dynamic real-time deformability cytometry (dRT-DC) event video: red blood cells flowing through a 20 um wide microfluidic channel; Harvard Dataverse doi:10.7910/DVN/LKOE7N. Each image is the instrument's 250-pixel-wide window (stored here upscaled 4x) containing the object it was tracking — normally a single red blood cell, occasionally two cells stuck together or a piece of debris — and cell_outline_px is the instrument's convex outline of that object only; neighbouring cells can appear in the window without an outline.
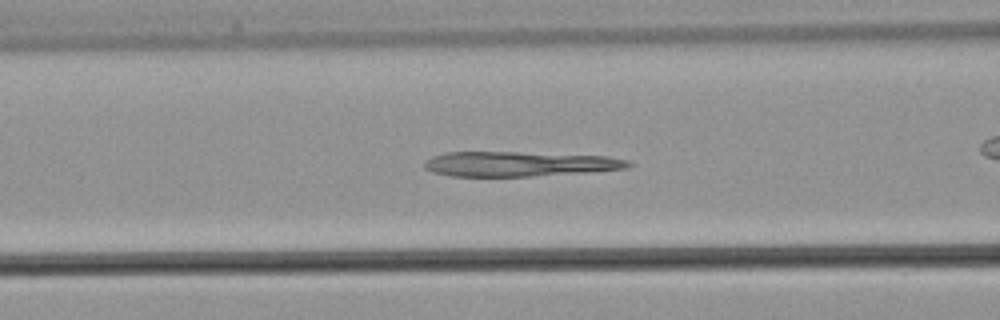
{"species": "common noctule bat (a hibernating species)", "species_latin": "Nyctalus noctula", "temperature_condition": "warm", "stored_images_in_passage": 40, "camera_frame_rate_fps": 3000, "um_per_image_px": 0.085, "animal": {"sex": "male", "body_mass_g": 21.5, "forearm_length_mm": 52.0}, "frame": {"image": 1, "passage_image": 12, "time_ms": 3.667, "image_size_px": [1000, 320], "cell_outline_px": [[636, 164], [628, 168], [584, 172], [532, 176], [452, 176], [432, 172], [424, 168], [424, 164], [432, 156], [444, 152], [516, 152], [608, 156], [628, 160]], "centroid_in_image_um": [44.16, 13.93], "position_along_channel_um": 122.4, "area_um2": 29.48}}